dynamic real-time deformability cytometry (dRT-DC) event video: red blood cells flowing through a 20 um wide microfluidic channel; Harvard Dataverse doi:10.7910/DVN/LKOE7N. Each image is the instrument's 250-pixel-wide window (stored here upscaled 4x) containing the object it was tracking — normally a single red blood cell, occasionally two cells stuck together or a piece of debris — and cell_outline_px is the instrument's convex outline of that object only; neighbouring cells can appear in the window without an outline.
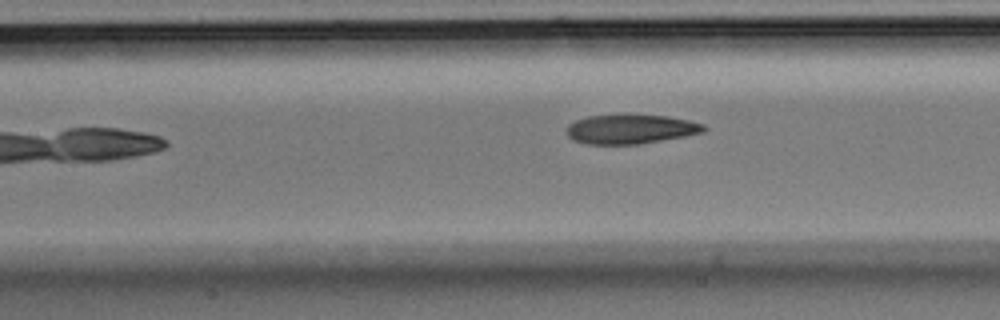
{"species": "Egyptian fruit bat (a non-hibernating species)", "species_latin": "Rousettus aegyptiacus", "temperature_condition": "room temperature", "stored_images_in_passage": 7, "camera_frame_rate_fps": 3000, "um_per_image_px": 0.085, "animal": {"sex": "male"}, "frame": {"image": 1, "passage_image": 5, "time_ms": 1.333, "image_size_px": [1000, 320], "cell_outline_px": [[708, 128], [704, 132], [684, 136], [640, 144], [588, 144], [572, 140], [568, 136], [564, 128], [568, 124], [576, 120], [588, 116], [668, 116], [688, 120], [704, 124]], "centroid_in_image_um": [53.59, 10.99], "position_along_channel_um": 153.8, "area_um2": 23.18}}
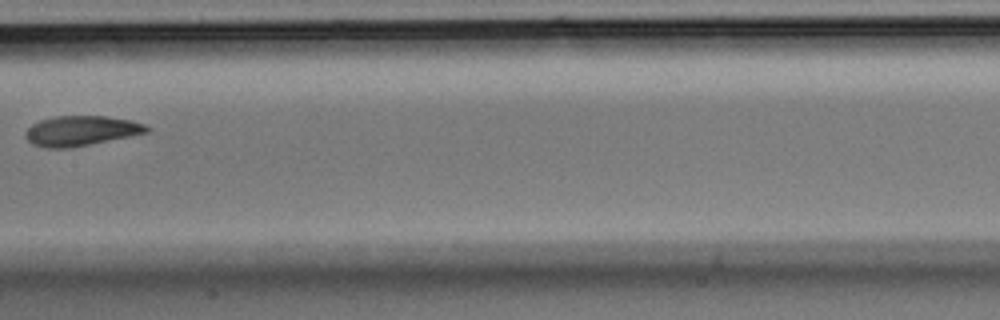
{"frame": {"image": 2, "passage_image": 7, "time_ms": 2.0, "image_size_px": [1000, 320], "cell_outline_px": [[148, 132], [72, 148], [44, 148], [32, 144], [24, 136], [24, 132], [32, 124], [40, 120], [56, 116], [108, 116], [132, 120], [144, 124], [148, 128]], "centroid_in_image_um": [6.85, 11.12], "position_along_channel_um": 200.6, "area_um2": 21.21}}